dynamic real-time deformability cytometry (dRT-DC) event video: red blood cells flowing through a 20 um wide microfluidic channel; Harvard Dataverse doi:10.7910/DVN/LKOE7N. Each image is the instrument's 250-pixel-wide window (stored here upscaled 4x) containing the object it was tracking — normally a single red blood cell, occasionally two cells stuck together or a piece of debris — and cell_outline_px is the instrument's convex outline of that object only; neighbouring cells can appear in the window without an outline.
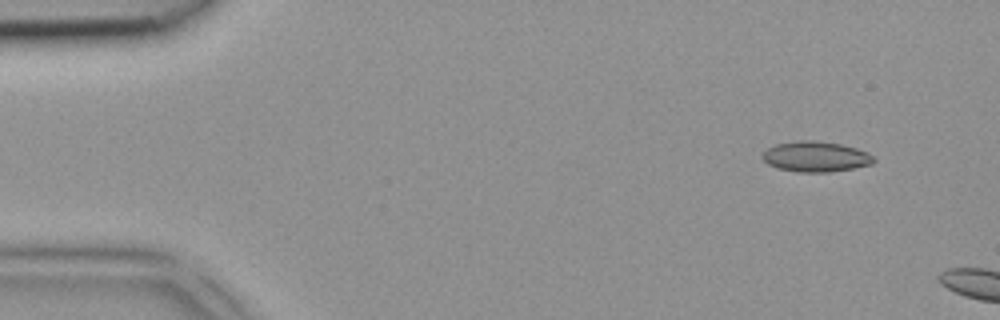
{"species": "common noctule bat (a hibernating species)", "species_latin": "Nyctalus noctula", "temperature_condition": "room temperature", "stored_images_in_passage": 3, "camera_frame_rate_fps": 3000, "um_per_image_px": 0.085, "animal": {"sex": "female", "body_mass_g": 18.4}, "frame": {"image": 1, "passage_image": 1, "time_ms": 0.0, "image_size_px": [1000, 320], "cell_outline_px": [[876, 160], [872, 164], [852, 168], [828, 172], [796, 172], [776, 168], [768, 164], [760, 156], [768, 148], [776, 144], [800, 140], [816, 140], [840, 144], [856, 148], [868, 152]], "centroid_in_image_um": [69.32, 13.31], "position_along_channel_um": 15.7, "area_um2": 19.77}}